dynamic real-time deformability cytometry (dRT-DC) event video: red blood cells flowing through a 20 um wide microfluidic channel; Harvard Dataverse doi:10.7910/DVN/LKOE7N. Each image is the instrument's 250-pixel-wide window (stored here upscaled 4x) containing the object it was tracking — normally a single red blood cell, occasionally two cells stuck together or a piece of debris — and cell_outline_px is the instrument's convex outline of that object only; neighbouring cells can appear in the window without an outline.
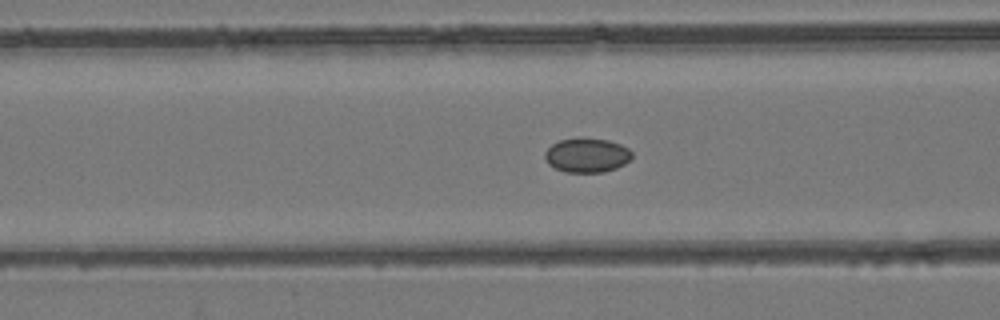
{"species": "common noctule bat (a hibernating species)", "species_latin": "Nyctalus noctula", "temperature_condition": "room temperature", "stored_images_in_passage": 54, "camera_frame_rate_fps": 3000, "um_per_image_px": 0.085, "animal": {"sex": "female", "body_mass_g": 24.6, "forearm_length_mm": 56.2}, "frame": {"image": 1, "passage_image": 22, "time_ms": 7.0, "image_size_px": [1000, 320], "cell_outline_px": [[632, 156], [624, 164], [616, 168], [604, 172], [564, 172], [548, 164], [544, 156], [544, 152], [552, 144], [560, 140], [580, 136], [608, 140], [620, 144], [628, 148], [632, 152]], "centroid_in_image_um": [49.87, 13.17], "position_along_channel_um": 116.7, "area_um2": 17.63}}
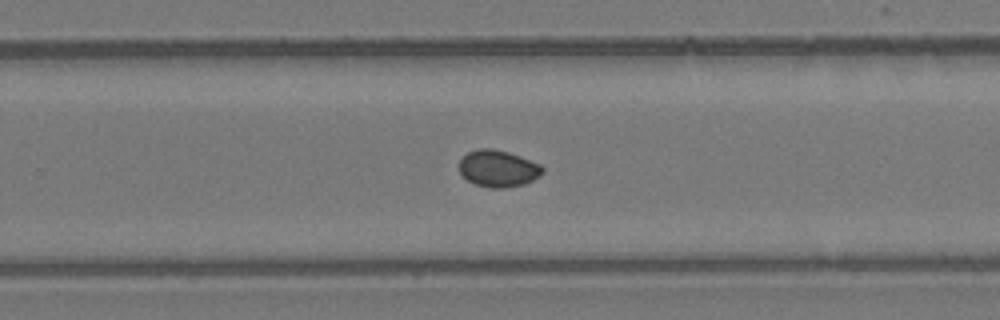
{"frame": {"image": 2, "passage_image": 35, "time_ms": 11.333, "image_size_px": [1000, 320], "cell_outline_px": [[544, 172], [540, 176], [524, 184], [504, 188], [492, 188], [476, 184], [468, 180], [460, 172], [460, 160], [468, 152], [480, 148], [492, 148], [508, 152], [520, 156], [540, 164], [544, 168]], "centroid_in_image_um": [42.37, 14.32], "position_along_channel_um": 287.4, "area_um2": 17.74}}
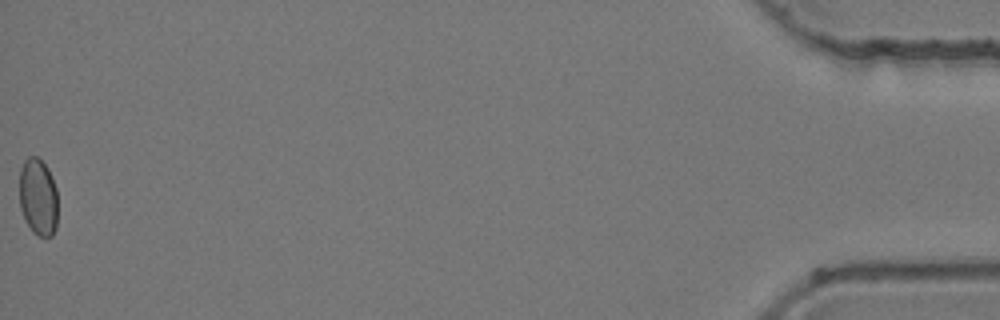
{"frame": {"image": 3, "passage_image": 54, "time_ms": 17.667, "image_size_px": [1000, 320], "cell_outline_px": [[56, 228], [52, 236], [40, 236], [32, 232], [20, 208], [20, 168], [24, 160], [28, 156], [36, 156], [48, 168], [56, 188]], "centroid_in_image_um": [3.23, 16.73], "position_along_channel_um": 432.0, "area_um2": 17.11}, "authors_computed_cell_mechanics": {"area_um2": 18.0047, "velocity_mm_per_s": 3.9402, "shape_relaxation_time_tau1_ms": null, "shape_relaxation_time_tau2_ms": 2.6356, "deformation_change_tau1": null, "deformation_change_tau2": 0.0241}}